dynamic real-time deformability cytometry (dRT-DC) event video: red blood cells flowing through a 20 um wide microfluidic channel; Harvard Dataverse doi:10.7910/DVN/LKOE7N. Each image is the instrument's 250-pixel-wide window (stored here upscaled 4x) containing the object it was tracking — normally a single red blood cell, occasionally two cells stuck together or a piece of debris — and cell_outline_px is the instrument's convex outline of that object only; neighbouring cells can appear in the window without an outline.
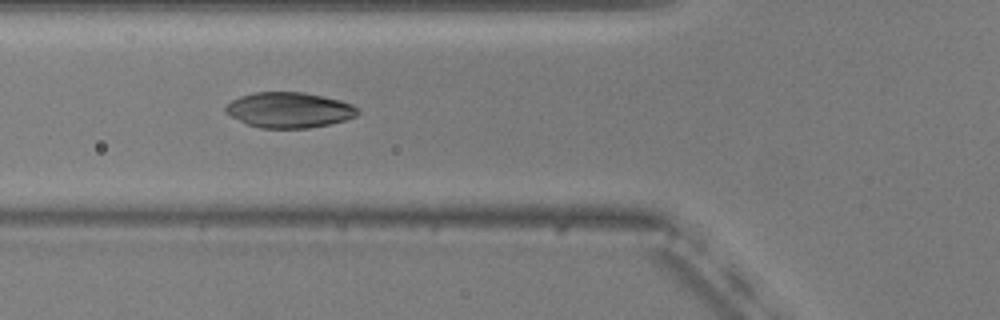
{"species": "common noctule bat (a hibernating species)", "species_latin": "Nyctalus noctula", "temperature_condition": "warm", "stored_images_in_passage": 54, "camera_frame_rate_fps": 3000, "um_per_image_px": 0.085, "animal": {"sex": "male", "body_mass_g": 20.5, "forearm_length_mm": 52.5}, "frame": {"image": 1, "passage_image": 20, "time_ms": 6.333, "image_size_px": [1000, 320], "cell_outline_px": [[360, 112], [356, 116], [344, 120], [328, 124], [308, 128], [260, 128], [248, 124], [224, 112], [224, 108], [232, 100], [240, 96], [252, 92], [304, 92], [324, 96], [340, 100], [352, 104]], "centroid_in_image_um": [24.57, 9.34], "position_along_channel_um": 101.2, "area_um2": 27.22}}
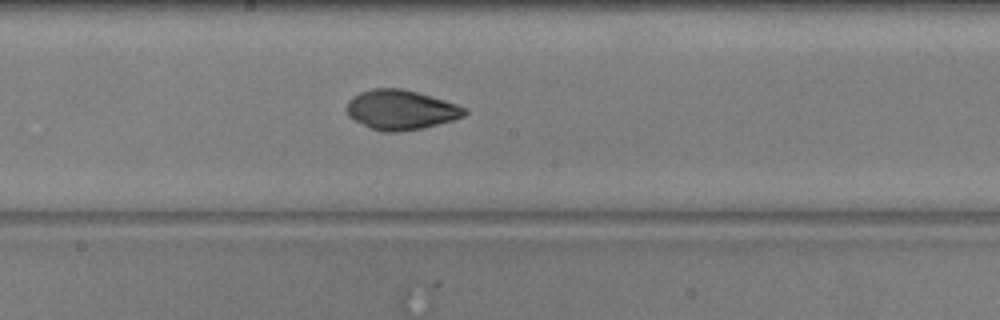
{"frame": {"image": 2, "passage_image": 29, "time_ms": 9.333, "image_size_px": [1000, 320], "cell_outline_px": [[468, 112], [464, 116], [452, 120], [420, 128], [396, 132], [384, 132], [372, 128], [348, 116], [348, 100], [352, 96], [360, 92], [372, 88], [400, 88], [416, 92], [444, 100], [468, 108]], "centroid_in_image_um": [34.08, 9.32], "position_along_channel_um": 214.1, "area_um2": 26.88}}
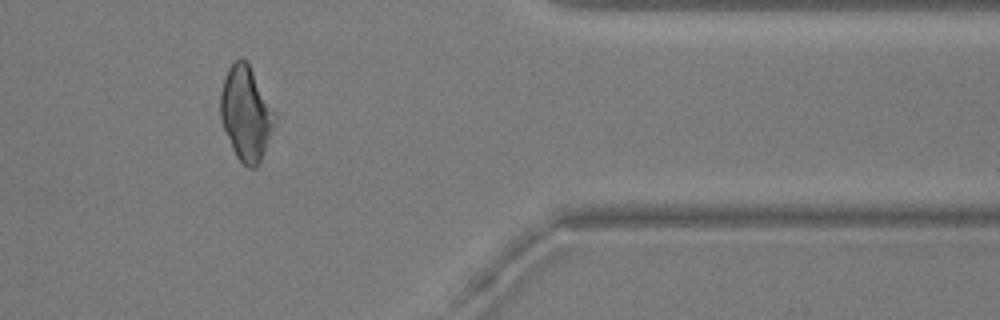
{"frame": {"image": 3, "passage_image": 45, "time_ms": 14.667, "image_size_px": [1000, 320], "cell_outline_px": [[276, 124], [260, 160], [256, 168], [248, 168], [236, 156], [232, 148], [220, 120], [220, 92], [228, 68], [240, 56], [248, 60], [276, 112]], "centroid_in_image_um": [20.92, 9.6], "position_along_channel_um": 390.5, "area_um2": 30.17}, "authors_computed_cell_mechanics": {"area_um2": 27.3683, "velocity_mm_per_s": 3.7369, "shape_relaxation_time_tau1_ms": 4.7372, "shape_relaxation_time_tau2_ms": 3.2045, "deformation_change_tau1": 0.114, "deformation_change_tau2": 0.0519}}